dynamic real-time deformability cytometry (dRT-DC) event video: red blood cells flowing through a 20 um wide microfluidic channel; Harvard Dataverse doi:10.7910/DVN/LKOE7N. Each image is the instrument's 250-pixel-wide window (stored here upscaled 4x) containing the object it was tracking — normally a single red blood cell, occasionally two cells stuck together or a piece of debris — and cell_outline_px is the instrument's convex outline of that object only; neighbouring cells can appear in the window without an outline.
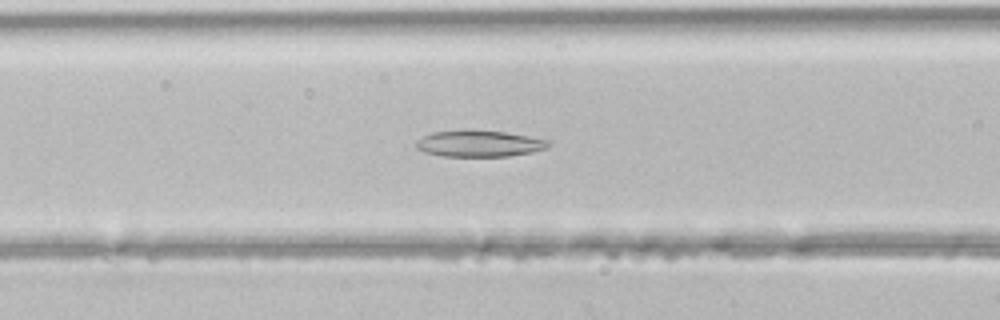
{"species": "common noctule bat (a hibernating species)", "species_latin": "Nyctalus noctula", "temperature_condition": "room temperature", "stored_images_in_passage": 43, "camera_frame_rate_fps": 3000, "um_per_image_px": 0.085, "animal": {"sex": "male", "body_mass_g": 21.5, "forearm_length_mm": 52.0}, "frame": {"image": 1, "passage_image": 15, "time_ms": 4.667, "image_size_px": [1000, 320], "cell_outline_px": [[552, 144], [548, 148], [532, 152], [508, 156], [444, 156], [424, 152], [416, 148], [416, 140], [432, 132], [468, 128], [504, 132], [552, 140]], "centroid_in_image_um": [40.75, 12.18], "position_along_channel_um": 125.8, "area_um2": 20.81}}
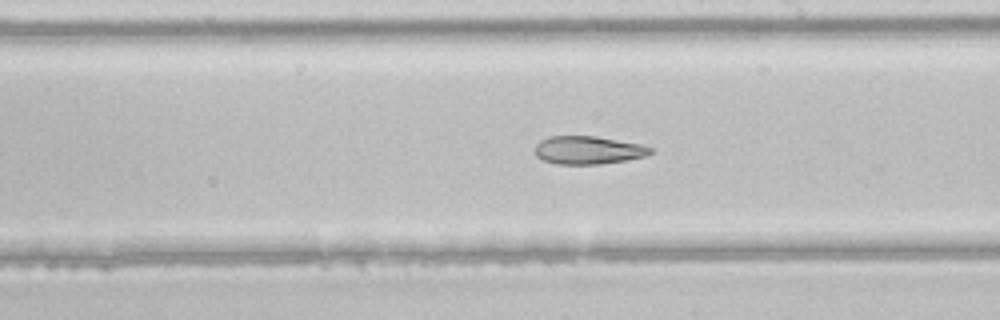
{"frame": {"image": 2, "passage_image": 23, "time_ms": 7.333, "image_size_px": [1000, 320], "cell_outline_px": [[652, 152], [644, 156], [628, 160], [600, 164], [556, 164], [544, 160], [536, 156], [536, 144], [540, 140], [548, 136], [596, 136], [640, 144], [652, 148]], "centroid_in_image_um": [49.98, 12.76], "position_along_channel_um": 239.0, "area_um2": 18.84}}
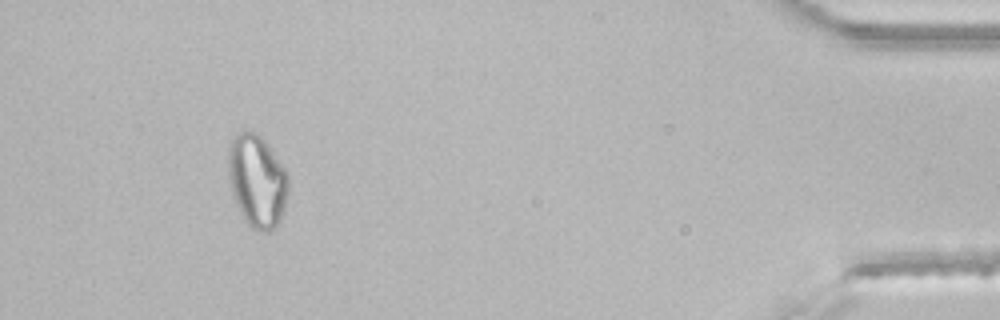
{"frame": {"image": 3, "passage_image": 40, "time_ms": 13.0, "image_size_px": [1000, 320], "cell_outline_px": [[288, 192], [284, 212], [276, 228], [268, 232], [264, 232], [252, 228], [244, 220], [236, 204], [228, 180], [228, 148], [232, 140], [240, 132], [256, 132], [268, 144], [288, 172]], "centroid_in_image_um": [21.87, 15.41], "position_along_channel_um": 413.3, "area_um2": 32.71}}